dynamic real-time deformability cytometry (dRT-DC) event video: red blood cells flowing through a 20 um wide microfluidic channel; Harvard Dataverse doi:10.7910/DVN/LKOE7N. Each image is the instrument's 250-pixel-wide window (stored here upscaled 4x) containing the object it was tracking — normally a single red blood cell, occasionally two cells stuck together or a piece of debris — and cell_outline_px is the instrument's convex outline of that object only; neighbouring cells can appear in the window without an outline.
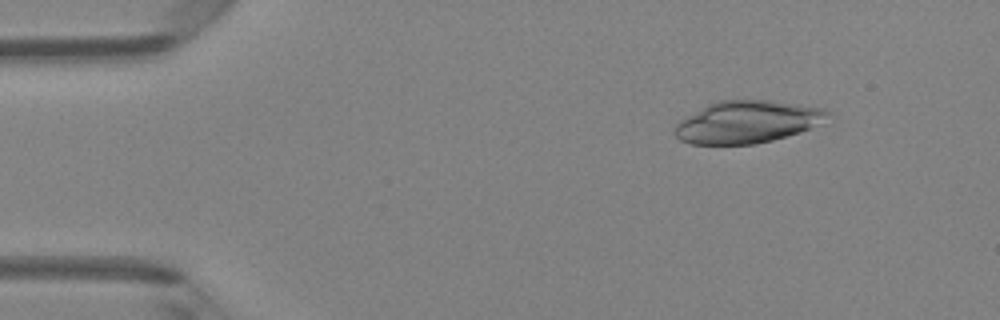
{"species": "Egyptian fruit bat (a non-hibernating species)", "species_latin": "Rousettus aegyptiacus", "temperature_condition": "room temperature", "stored_images_in_passage": 4, "camera_frame_rate_fps": 3000, "um_per_image_px": 0.085, "animal": {"sex": "female"}, "frame": {"image": 1, "passage_image": 1, "time_ms": 0.0, "image_size_px": [1000, 320], "cell_outline_px": [[828, 112], [812, 128], [800, 132], [772, 140], [756, 144], [692, 144], [680, 140], [676, 136], [676, 124], [680, 120], [708, 104], [720, 100], [768, 100], [824, 108]], "centroid_in_image_um": [63.46, 10.37], "position_along_channel_um": 21.5, "area_um2": 36.99}}